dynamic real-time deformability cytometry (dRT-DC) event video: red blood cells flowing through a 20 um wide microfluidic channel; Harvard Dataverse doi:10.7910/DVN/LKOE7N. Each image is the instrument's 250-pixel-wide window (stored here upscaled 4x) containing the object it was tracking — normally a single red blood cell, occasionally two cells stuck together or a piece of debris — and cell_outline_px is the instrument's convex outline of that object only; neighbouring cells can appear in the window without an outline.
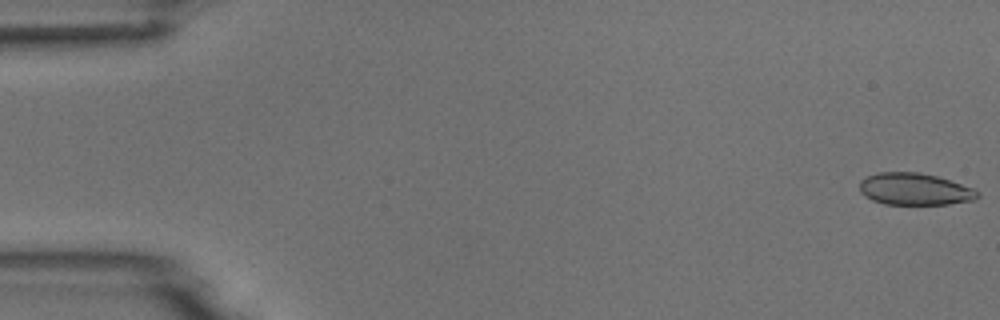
{"species": "common noctule bat (a hibernating species)", "species_latin": "Nyctalus noctula", "temperature_condition": "room temperature", "stored_images_in_passage": 6, "camera_frame_rate_fps": 3000, "um_per_image_px": 0.085, "animal": {"sex": "male", "body_mass_g": 18.8}, "frame": {"image": 1, "passage_image": 1, "time_ms": 0.0, "image_size_px": [1000, 320], "cell_outline_px": [[980, 196], [976, 200], [948, 204], [884, 204], [872, 200], [860, 192], [860, 180], [868, 176], [880, 172], [920, 172], [936, 176], [972, 188], [980, 192]], "centroid_in_image_um": [77.76, 16.08], "position_along_channel_um": 7.2, "area_um2": 21.91}}